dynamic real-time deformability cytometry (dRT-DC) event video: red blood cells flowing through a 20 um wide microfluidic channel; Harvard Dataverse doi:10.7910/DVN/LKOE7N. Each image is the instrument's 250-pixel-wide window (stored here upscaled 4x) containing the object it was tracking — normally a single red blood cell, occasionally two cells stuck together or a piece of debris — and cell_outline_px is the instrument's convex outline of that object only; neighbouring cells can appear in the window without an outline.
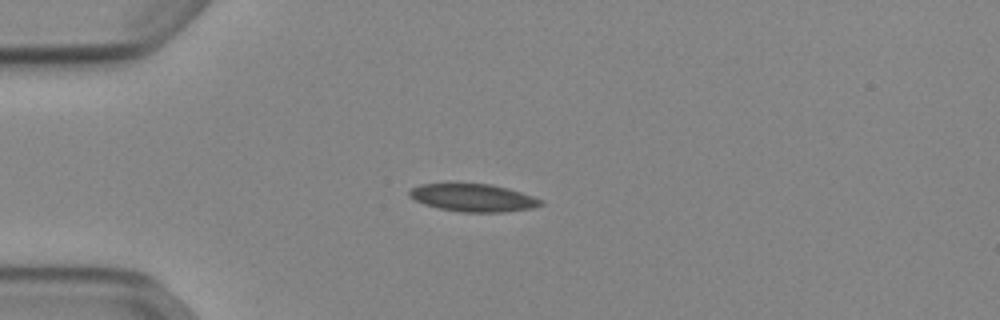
{"species": "Egyptian fruit bat (a non-hibernating species)", "species_latin": "Rousettus aegyptiacus", "temperature_condition": "cold", "stored_images_in_passage": 40, "camera_frame_rate_fps": 3000, "um_per_image_px": 0.085, "animal": {"sex": "female"}, "frame": {"image": 1, "passage_image": 1, "time_ms": 0.0, "image_size_px": [1000, 320], "cell_outline_px": [[544, 204], [532, 208], [504, 212], [460, 212], [440, 208], [424, 204], [408, 196], [408, 192], [412, 188], [420, 184], [492, 184], [508, 188], [544, 200]], "centroid_in_image_um": [40.24, 16.81], "position_along_channel_um": 44.8, "area_um2": 21.1}}
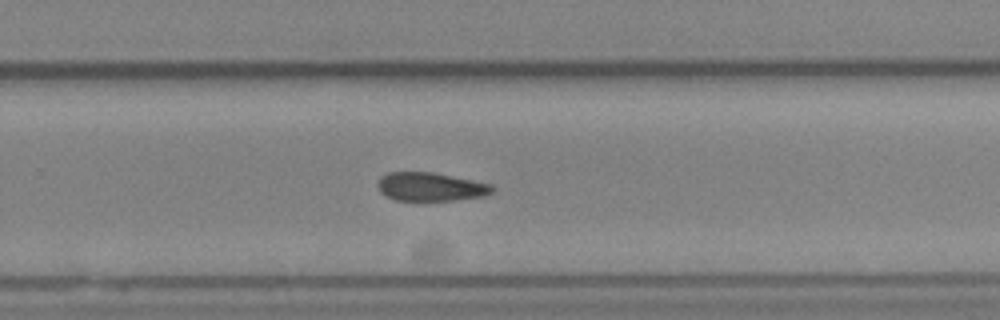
{"frame": {"image": 2, "passage_image": 22, "time_ms": 7.0, "image_size_px": [1000, 320], "cell_outline_px": [[496, 188], [492, 192], [484, 196], [452, 200], [396, 200], [380, 192], [376, 184], [380, 176], [388, 172], [432, 172], [492, 184]], "centroid_in_image_um": [36.59, 15.87], "position_along_channel_um": 293.2, "area_um2": 19.02}}
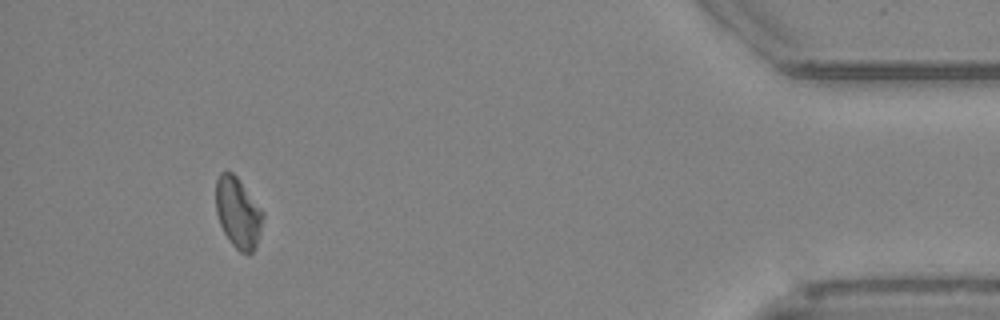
{"frame": {"image": 3, "passage_image": 36, "time_ms": 11.667, "image_size_px": [1000, 320], "cell_outline_px": [[264, 216], [260, 232], [256, 244], [252, 252], [248, 256], [240, 252], [228, 240], [220, 224], [216, 212], [216, 180], [220, 172], [232, 172], [236, 176], [264, 212]], "centroid_in_image_um": [20.23, 18.1], "position_along_channel_um": 415.0, "area_um2": 19.31}}